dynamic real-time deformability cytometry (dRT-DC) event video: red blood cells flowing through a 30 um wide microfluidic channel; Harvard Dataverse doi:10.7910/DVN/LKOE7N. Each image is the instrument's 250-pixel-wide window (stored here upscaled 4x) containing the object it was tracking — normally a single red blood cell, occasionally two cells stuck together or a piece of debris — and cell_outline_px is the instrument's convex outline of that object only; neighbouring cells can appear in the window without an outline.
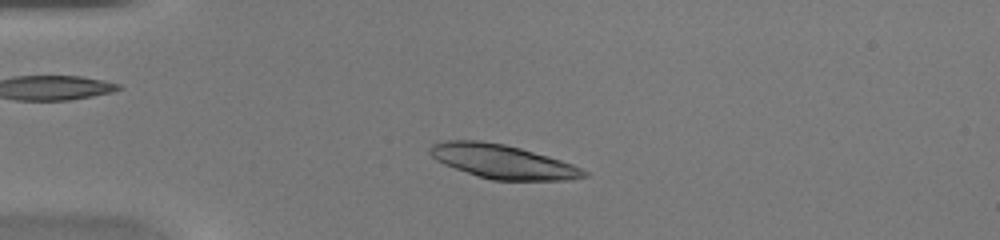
{"species": "common noctule bat (a hibernating species)", "species_latin": "Nyctalus noctula", "temperature_condition": "warm", "stored_images_in_passage": 41, "camera_frame_rate_fps": 3000, "um_per_image_px": 0.085, "animal": {"sex": "female", "body_mass_g": 20.0, "forearm_length_mm": 54.0}, "frame": {"image": 1, "passage_image": 8, "time_ms": 2.333, "image_size_px": [1000, 240], "cell_outline_px": [[588, 176], [572, 180], [492, 180], [444, 164], [436, 160], [428, 152], [428, 148], [432, 144], [444, 140], [480, 140], [504, 144], [520, 148], [548, 156], [572, 164], [588, 172]], "centroid_in_image_um": [42.72, 13.72], "position_along_channel_um": 42.3, "area_um2": 30.29}}